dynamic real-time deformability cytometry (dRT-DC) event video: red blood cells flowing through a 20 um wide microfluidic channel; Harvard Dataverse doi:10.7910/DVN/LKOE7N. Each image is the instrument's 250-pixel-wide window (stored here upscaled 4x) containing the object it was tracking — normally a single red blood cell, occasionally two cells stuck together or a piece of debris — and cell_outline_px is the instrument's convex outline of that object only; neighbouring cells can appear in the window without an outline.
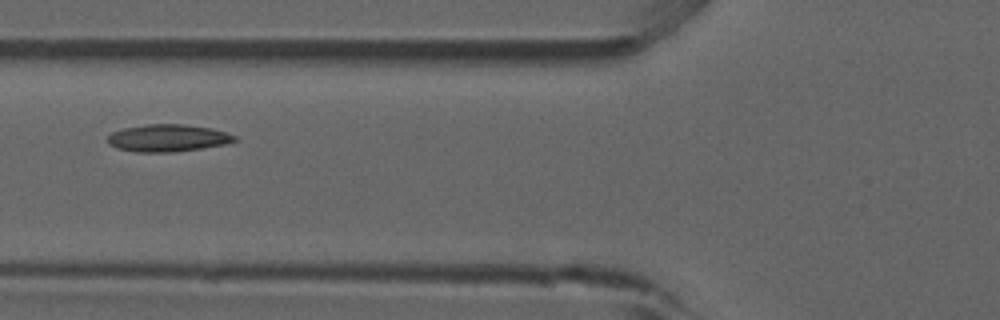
{"species": "common noctule bat (a hibernating species)", "species_latin": "Nyctalus noctula", "temperature_condition": "room temperature", "stored_images_in_passage": 33, "camera_frame_rate_fps": 3000, "um_per_image_px": 0.085, "animal": {"sex": "male", "forearm_length_mm": 52.5}, "frame": {"image": 1, "passage_image": 6, "time_ms": 1.667, "image_size_px": [1000, 320], "cell_outline_px": [[236, 140], [228, 144], [172, 152], [136, 152], [116, 148], [108, 144], [108, 136], [112, 132], [124, 128], [144, 124], [184, 124], [212, 128], [236, 136]], "centroid_in_image_um": [14.24, 11.73], "position_along_channel_um": 111.6, "area_um2": 20.17}, "authors_computed_cell_mechanics": {"area_um2": 19.363, "velocity_mm_per_s": 3.8089, "shape_relaxation_time_tau1_ms": null, "shape_relaxation_time_tau2_ms": 4.1912, "deformation_change_tau1": null, "deformation_change_tau2": 0.0958}}